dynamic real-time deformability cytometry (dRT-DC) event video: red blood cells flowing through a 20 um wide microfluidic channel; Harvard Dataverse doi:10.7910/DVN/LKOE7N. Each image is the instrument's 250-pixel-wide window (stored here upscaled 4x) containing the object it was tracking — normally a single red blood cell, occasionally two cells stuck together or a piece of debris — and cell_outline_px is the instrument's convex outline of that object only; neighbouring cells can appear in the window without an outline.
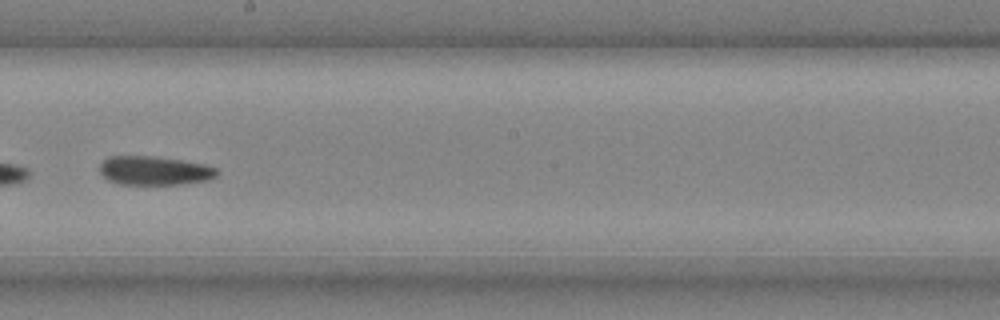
{"species": "common noctule bat (a hibernating species)", "species_latin": "Nyctalus noctula", "temperature_condition": "cold", "stored_images_in_passage": 31, "camera_frame_rate_fps": 3000, "um_per_image_px": 0.085, "animal": {"sex": "male", "body_mass_g": 20.4}, "frame": {"image": 1, "passage_image": 14, "time_ms": 4.333, "image_size_px": [1000, 320], "cell_outline_px": [[220, 172], [216, 176], [208, 180], [180, 184], [120, 184], [108, 180], [100, 172], [100, 164], [108, 156], [152, 156], [180, 160], [204, 164], [216, 168]], "centroid_in_image_um": [13.13, 14.5], "position_along_channel_um": 235.1, "area_um2": 19.65}}